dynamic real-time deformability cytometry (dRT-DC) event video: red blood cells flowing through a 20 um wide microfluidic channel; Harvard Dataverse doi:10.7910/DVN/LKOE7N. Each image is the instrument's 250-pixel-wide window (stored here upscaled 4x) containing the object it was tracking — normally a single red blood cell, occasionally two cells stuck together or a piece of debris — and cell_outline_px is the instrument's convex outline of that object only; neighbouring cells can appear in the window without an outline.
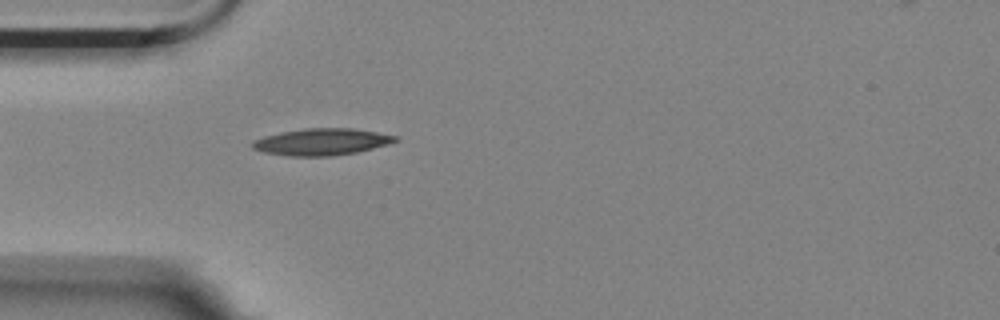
{"species": "Egyptian fruit bat (a non-hibernating species)", "species_latin": "Rousettus aegyptiacus", "temperature_condition": "room temperature", "stored_images_in_passage": 4, "camera_frame_rate_fps": 3000, "um_per_image_px": 0.085, "animal": {"sex": "female"}, "frame": {"image": 1, "passage_image": 4, "time_ms": 1.0, "image_size_px": [1000, 320], "cell_outline_px": [[400, 140], [388, 144], [356, 152], [332, 156], [288, 156], [264, 152], [252, 148], [252, 140], [264, 136], [280, 132], [304, 128], [352, 128], [376, 132], [396, 136]], "centroid_in_image_um": [27.31, 12.05], "position_along_channel_um": 57.7, "area_um2": 22.25}}